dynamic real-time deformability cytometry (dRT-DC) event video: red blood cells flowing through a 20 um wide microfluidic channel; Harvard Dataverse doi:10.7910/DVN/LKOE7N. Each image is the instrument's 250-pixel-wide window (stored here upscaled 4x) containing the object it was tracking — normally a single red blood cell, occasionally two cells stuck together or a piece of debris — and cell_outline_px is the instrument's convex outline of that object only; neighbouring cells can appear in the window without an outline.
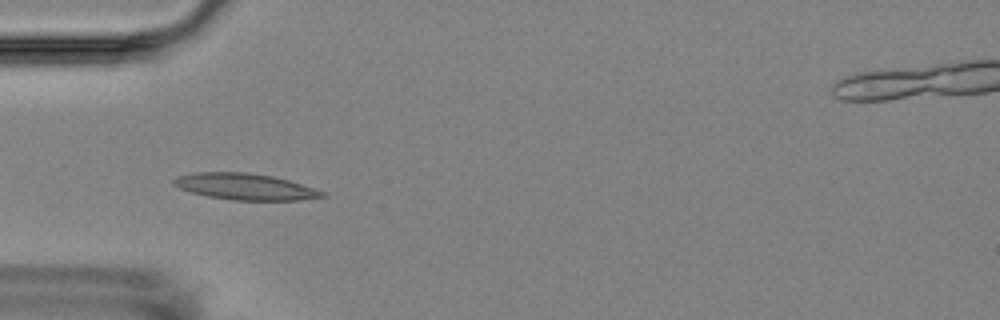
{"species": "Egyptian fruit bat (a non-hibernating species)", "species_latin": "Rousettus aegyptiacus", "temperature_condition": "room temperature", "stored_images_in_passage": 6, "camera_frame_rate_fps": 3000, "um_per_image_px": 0.085, "animal": {"sex": "female"}, "frame": {"image": 1, "passage_image": 5, "time_ms": 4.667, "image_size_px": [1000, 320], "cell_outline_px": [[328, 196], [300, 200], [232, 200], [208, 196], [192, 192], [180, 188], [172, 184], [172, 180], [176, 176], [196, 172], [244, 172], [272, 176], [288, 180], [324, 192]], "centroid_in_image_um": [20.8, 15.86], "position_along_channel_um": 64.2, "area_um2": 22.6}}
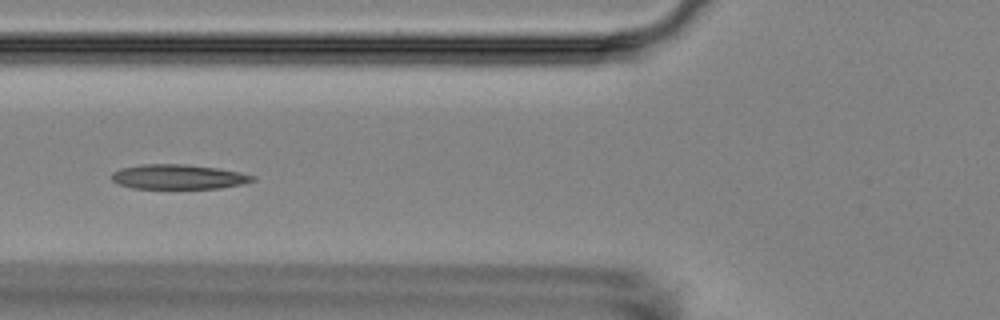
{"frame": {"image": 2, "passage_image": 6, "time_ms": 6.0, "image_size_px": [1000, 320], "cell_outline_px": [[256, 180], [244, 184], [220, 188], [132, 188], [116, 184], [112, 180], [112, 172], [120, 168], [140, 164], [184, 164], [216, 168], [240, 172], [256, 176]], "centroid_in_image_um": [15.15, 15.03], "position_along_channel_um": 110.6, "area_um2": 20.4}}